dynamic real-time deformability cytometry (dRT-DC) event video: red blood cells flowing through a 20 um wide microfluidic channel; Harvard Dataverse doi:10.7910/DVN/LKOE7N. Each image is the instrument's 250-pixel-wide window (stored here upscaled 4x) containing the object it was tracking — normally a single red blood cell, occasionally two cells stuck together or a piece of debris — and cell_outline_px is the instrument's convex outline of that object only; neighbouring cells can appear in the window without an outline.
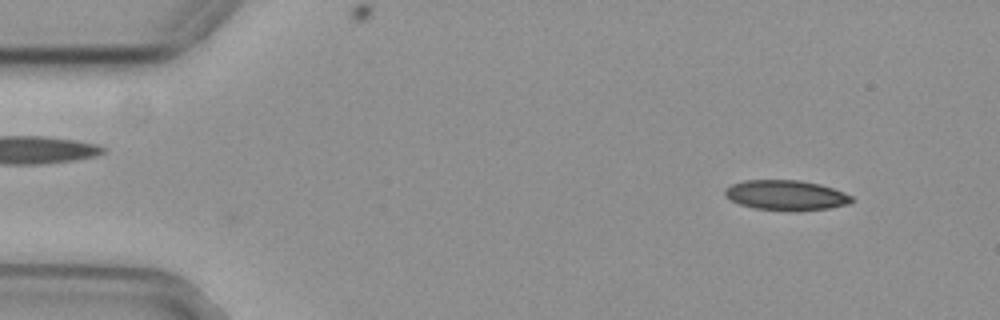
{"species": "common noctule bat (a hibernating species)", "species_latin": "Nyctalus noctula", "temperature_condition": "cold", "stored_images_in_passage": 45, "camera_frame_rate_fps": 3000, "um_per_image_px": 0.085, "animal": {"sex": "female", "body_mass_g": 29.2, "forearm_length_mm": 56.3}, "frame": {"image": 1, "passage_image": 3, "time_ms": 0.667, "image_size_px": [1000, 320], "cell_outline_px": [[852, 200], [848, 204], [828, 208], [796, 212], [792, 212], [756, 208], [740, 204], [724, 196], [724, 188], [732, 184], [744, 180], [800, 180], [820, 184], [844, 192], [852, 196]], "centroid_in_image_um": [66.8, 16.6], "position_along_channel_um": 18.2, "area_um2": 22.37}}
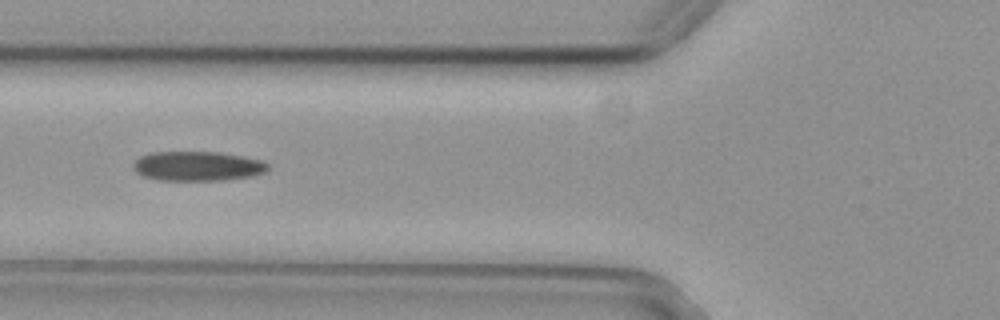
{"frame": {"image": 2, "passage_image": 18, "time_ms": 5.667, "image_size_px": [1000, 320], "cell_outline_px": [[268, 168], [264, 172], [252, 176], [224, 180], [156, 180], [144, 176], [136, 172], [132, 168], [132, 164], [140, 156], [152, 152], [220, 152], [260, 160], [268, 164]], "centroid_in_image_um": [16.75, 14.12], "position_along_channel_um": 109.1, "area_um2": 23.12}}
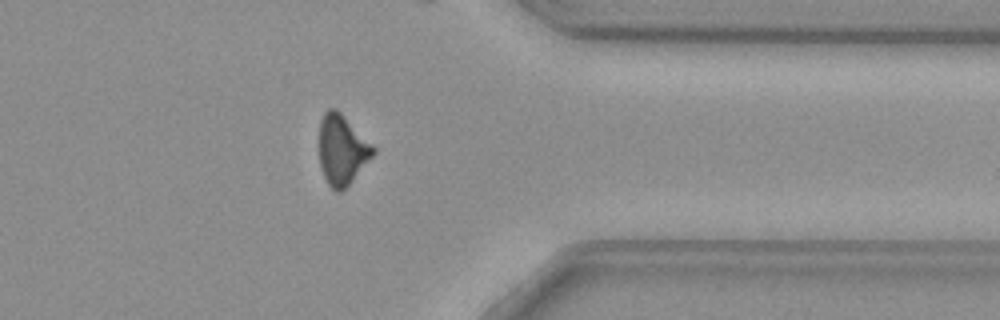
{"frame": {"image": 3, "passage_image": 41, "time_ms": 13.333, "image_size_px": [1000, 320], "cell_outline_px": [[376, 152], [352, 180], [340, 192], [336, 192], [328, 184], [324, 176], [320, 164], [320, 120], [324, 112], [328, 108], [336, 108], [376, 148]], "centroid_in_image_um": [29.07, 12.71], "position_along_channel_um": 382.3, "area_um2": 21.68}, "authors_computed_cell_mechanics": {"area_um2": 23.12, "velocity_mm_per_s": 3.7219, "shape_relaxation_time_tau1_ms": null, "shape_relaxation_time_tau2_ms": 9.1474, "deformation_change_tau1": null, "deformation_change_tau2": 0.1874}}